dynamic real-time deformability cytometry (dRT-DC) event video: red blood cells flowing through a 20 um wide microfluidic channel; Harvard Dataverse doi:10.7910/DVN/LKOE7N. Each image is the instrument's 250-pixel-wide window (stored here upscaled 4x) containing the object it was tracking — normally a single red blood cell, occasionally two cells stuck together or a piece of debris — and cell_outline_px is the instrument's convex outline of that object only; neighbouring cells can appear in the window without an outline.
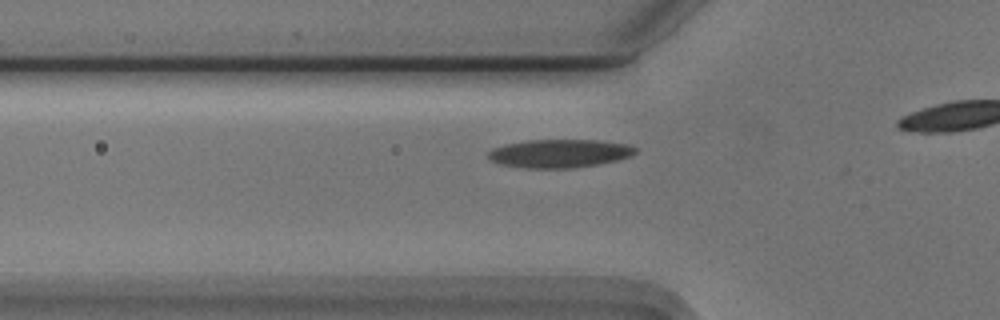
{"species": "Egyptian fruit bat (a non-hibernating species)", "species_latin": "Rousettus aegyptiacus", "temperature_condition": "cold", "stored_images_in_passage": 10, "camera_frame_rate_fps": 3000, "um_per_image_px": 0.085, "animal": {"sex": "male"}, "frame": {"image": 1, "passage_image": 4, "time_ms": 1.0, "image_size_px": [1000, 320], "cell_outline_px": [[636, 152], [632, 156], [600, 164], [572, 168], [524, 168], [500, 164], [488, 160], [488, 152], [492, 148], [504, 144], [524, 140], [600, 140], [632, 144], [636, 148]], "centroid_in_image_um": [47.56, 13.03], "position_along_channel_um": 78.2, "area_um2": 24.68}}
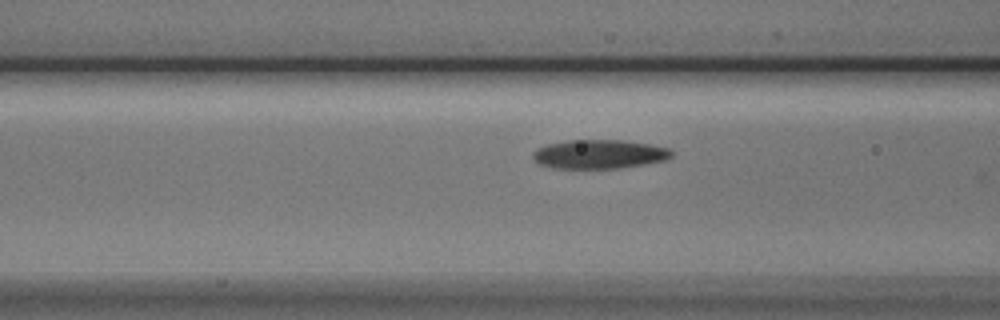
{"frame": {"image": 2, "passage_image": 7, "time_ms": 2.0, "image_size_px": [1000, 320], "cell_outline_px": [[672, 156], [664, 160], [644, 164], [620, 168], [552, 168], [540, 164], [532, 156], [532, 152], [536, 148], [548, 144], [568, 140], [624, 140], [652, 144], [668, 148], [672, 152]], "centroid_in_image_um": [50.93, 13.1], "position_along_channel_um": 115.7, "area_um2": 23.41}}